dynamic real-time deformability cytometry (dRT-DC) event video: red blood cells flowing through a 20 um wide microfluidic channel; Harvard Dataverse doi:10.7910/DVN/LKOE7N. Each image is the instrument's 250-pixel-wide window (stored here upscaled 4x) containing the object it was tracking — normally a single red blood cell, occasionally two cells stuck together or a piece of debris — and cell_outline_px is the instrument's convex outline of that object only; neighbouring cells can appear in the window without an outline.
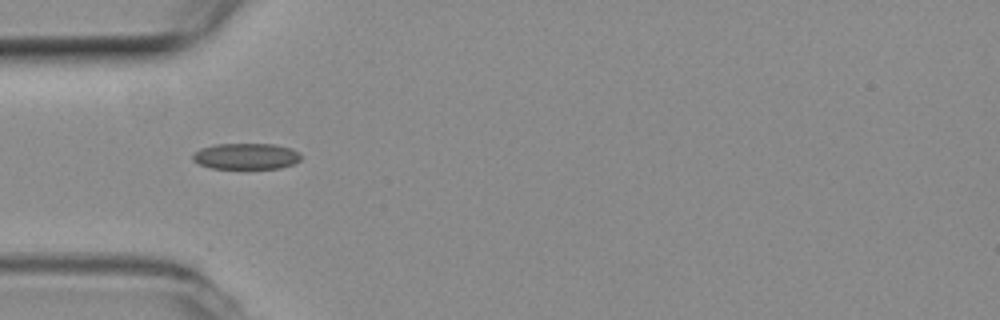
{"species": "common noctule bat (a hibernating species)", "species_latin": "Nyctalus noctula", "temperature_condition": "room temperature", "stored_images_in_passage": 5, "camera_frame_rate_fps": 3000, "um_per_image_px": 0.085, "animal": {"sex": "female", "body_mass_g": 19.3, "forearm_length_mm": 54.1}, "frame": {"image": 1, "passage_image": 4, "time_ms": 1.0, "image_size_px": [1000, 320], "cell_outline_px": [[300, 160], [292, 164], [280, 168], [212, 168], [200, 164], [192, 160], [192, 156], [200, 148], [216, 144], [276, 144], [292, 148], [300, 152]], "centroid_in_image_um": [20.94, 13.27], "position_along_channel_um": 64.1, "area_um2": 16.42}}
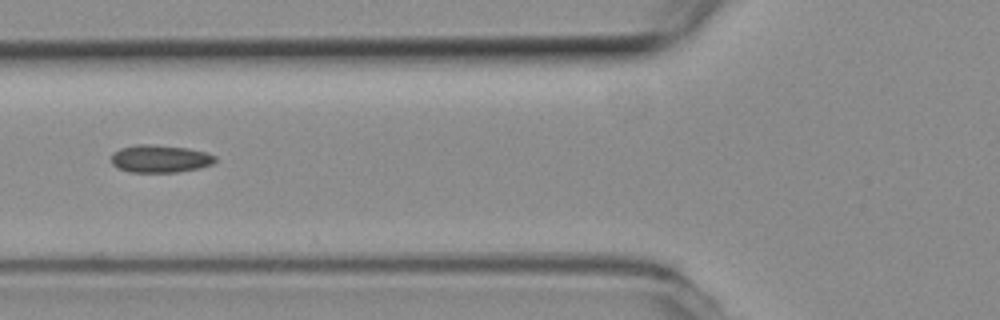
{"frame": {"image": 2, "passage_image": 5, "time_ms": 1.333, "image_size_px": [1000, 320], "cell_outline_px": [[216, 160], [212, 164], [200, 168], [176, 172], [128, 172], [116, 168], [112, 164], [112, 152], [120, 148], [136, 144], [148, 144], [188, 148], [208, 152], [216, 156]], "centroid_in_image_um": [13.59, 13.49], "position_along_channel_um": 112.2, "area_um2": 16.94}}